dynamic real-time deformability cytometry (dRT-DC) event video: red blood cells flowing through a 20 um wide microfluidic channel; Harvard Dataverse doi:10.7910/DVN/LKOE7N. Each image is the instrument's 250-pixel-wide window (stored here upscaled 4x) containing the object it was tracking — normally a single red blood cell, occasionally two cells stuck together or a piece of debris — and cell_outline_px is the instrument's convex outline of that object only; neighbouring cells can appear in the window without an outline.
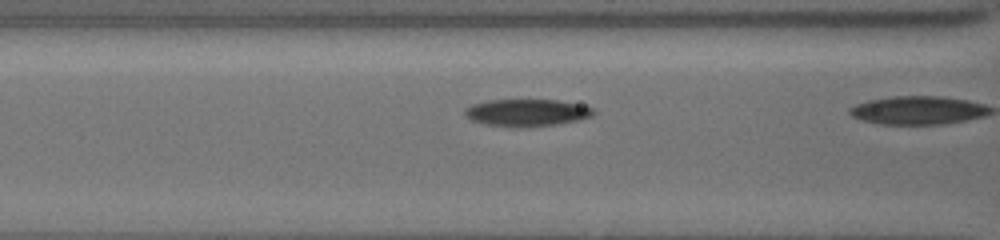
{"species": "common noctule bat (a hibernating species)", "species_latin": "Nyctalus noctula", "temperature_condition": "cold", "stored_images_in_passage": 18, "camera_frame_rate_fps": 3000, "um_per_image_px": 0.085, "animal": {"sex": "female", "body_mass_g": 19.5, "forearm_length_mm": 54.1}, "frame": {"image": 1, "passage_image": 14, "time_ms": 4.333, "image_size_px": [1000, 240], "cell_outline_px": [[596, 112], [592, 116], [580, 120], [556, 124], [528, 128], [520, 128], [484, 124], [472, 120], [464, 116], [464, 108], [472, 104], [488, 100], [556, 100], [576, 104], [592, 108]], "centroid_in_image_um": [44.74, 9.59], "position_along_channel_um": 121.9, "area_um2": 20.52}}
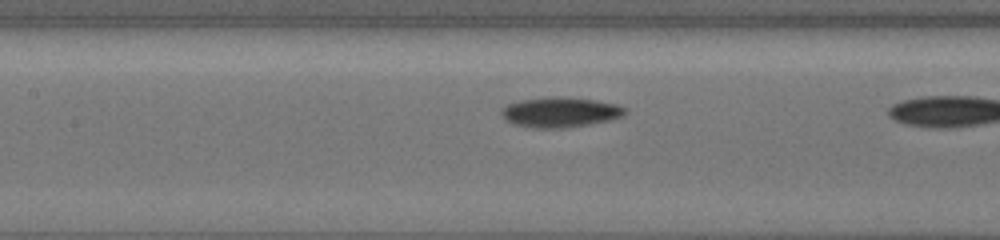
{"frame": {"image": 2, "passage_image": 17, "time_ms": 5.333, "image_size_px": [1000, 240], "cell_outline_px": [[628, 112], [624, 116], [608, 120], [588, 124], [564, 128], [532, 128], [512, 124], [500, 112], [508, 104], [520, 100], [552, 96], [596, 100], [616, 104], [628, 108]], "centroid_in_image_um": [47.65, 9.54], "position_along_channel_um": 159.7, "area_um2": 21.62}}